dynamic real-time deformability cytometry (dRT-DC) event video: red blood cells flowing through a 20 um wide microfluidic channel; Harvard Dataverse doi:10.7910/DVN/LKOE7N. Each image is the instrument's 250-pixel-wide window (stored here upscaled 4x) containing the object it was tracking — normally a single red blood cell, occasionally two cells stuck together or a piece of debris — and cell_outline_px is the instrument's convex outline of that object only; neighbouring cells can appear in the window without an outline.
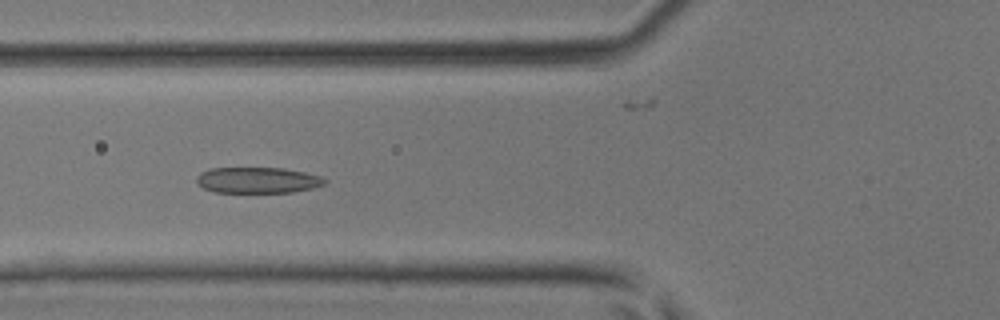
{"species": "common noctule bat (a hibernating species)", "species_latin": "Nyctalus noctula", "temperature_condition": "room temperature", "stored_images_in_passage": 44, "camera_frame_rate_fps": 3000, "um_per_image_px": 0.085, "animal": {"sex": "male", "body_mass_g": 17.9, "forearm_length_mm": 54.2}, "frame": {"image": 1, "passage_image": 16, "time_ms": 5.0, "image_size_px": [1000, 320], "cell_outline_px": [[328, 180], [324, 184], [312, 188], [292, 192], [212, 192], [204, 188], [196, 180], [196, 176], [200, 172], [212, 168], [284, 168], [304, 172], [320, 176]], "centroid_in_image_um": [21.89, 15.31], "position_along_channel_um": 103.9, "area_um2": 19.31}}
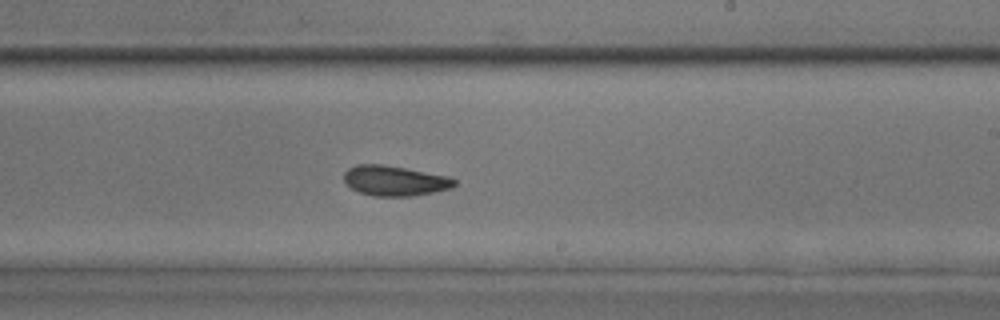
{"frame": {"image": 2, "passage_image": 26, "time_ms": 8.333, "image_size_px": [1000, 320], "cell_outline_px": [[456, 184], [452, 188], [432, 192], [408, 196], [372, 196], [360, 192], [352, 188], [344, 180], [344, 172], [348, 168], [356, 164], [384, 164], [448, 176], [456, 180]], "centroid_in_image_um": [33.54, 15.35], "position_along_channel_um": 255.5, "area_um2": 19.31}}
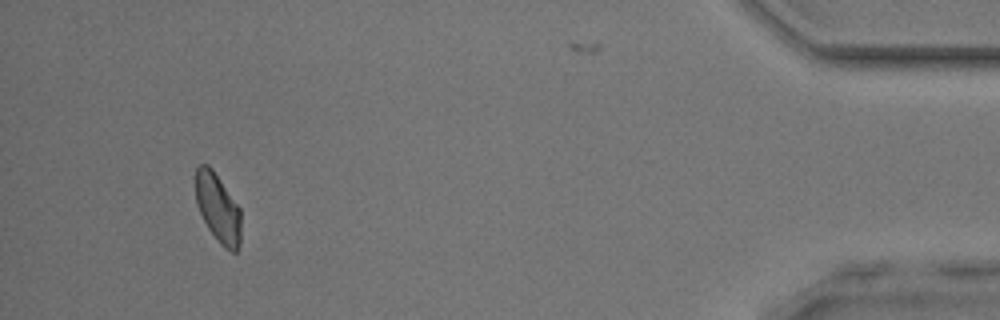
{"frame": {"image": 3, "passage_image": 41, "time_ms": 13.333, "image_size_px": [1000, 320], "cell_outline_px": [[240, 244], [236, 252], [232, 252], [224, 248], [216, 240], [208, 228], [196, 204], [196, 168], [200, 164], [208, 164], [212, 168], [240, 208]], "centroid_in_image_um": [18.52, 17.7], "position_along_channel_um": 416.7, "area_um2": 18.15}}